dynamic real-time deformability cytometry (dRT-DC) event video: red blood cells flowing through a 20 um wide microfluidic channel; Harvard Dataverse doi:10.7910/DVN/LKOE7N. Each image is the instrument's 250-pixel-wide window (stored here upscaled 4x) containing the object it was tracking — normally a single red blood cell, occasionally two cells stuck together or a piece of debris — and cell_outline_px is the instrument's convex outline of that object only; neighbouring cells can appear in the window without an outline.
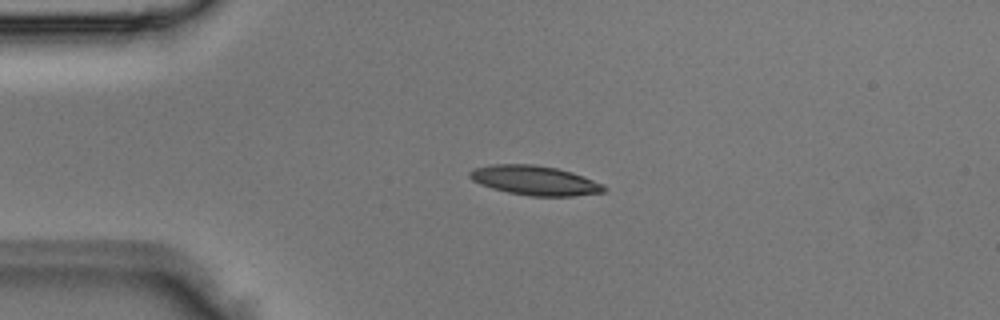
{"species": "Egyptian fruit bat (a non-hibernating species)", "species_latin": "Rousettus aegyptiacus", "temperature_condition": "room temperature", "stored_images_in_passage": 1, "camera_frame_rate_fps": 3000, "um_per_image_px": 0.085, "animal": {"sex": "male"}, "frame": {"image": 1, "passage_image": 1, "time_ms": 0.0, "image_size_px": [1000, 320], "cell_outline_px": [[608, 188], [604, 192], [572, 196], [528, 196], [508, 192], [492, 188], [480, 184], [472, 180], [468, 176], [468, 172], [476, 168], [492, 164], [532, 164], [556, 168], [572, 172], [604, 184]], "centroid_in_image_um": [45.47, 15.34], "position_along_channel_um": 39.5, "area_um2": 23.06}}